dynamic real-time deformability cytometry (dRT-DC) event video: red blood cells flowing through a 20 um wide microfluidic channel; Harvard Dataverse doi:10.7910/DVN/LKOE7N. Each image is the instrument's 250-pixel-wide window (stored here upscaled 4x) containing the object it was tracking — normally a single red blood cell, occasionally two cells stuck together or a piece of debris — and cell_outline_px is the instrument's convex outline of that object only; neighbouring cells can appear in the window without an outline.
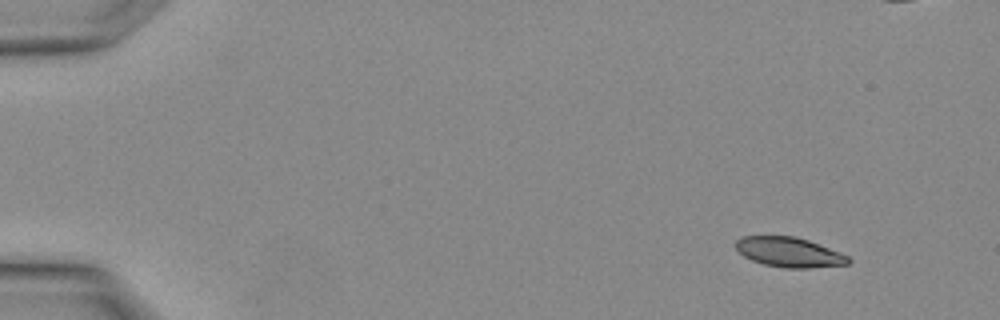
{"species": "Egyptian fruit bat (a non-hibernating species)", "species_latin": "Rousettus aegyptiacus", "temperature_condition": "warm", "stored_images_in_passage": 3, "camera_frame_rate_fps": 3000, "um_per_image_px": 0.085, "animal": {"sex": "female"}, "frame": {"image": 1, "passage_image": 1, "time_ms": 0.0, "image_size_px": [1000, 320], "cell_outline_px": [[852, 260], [848, 264], [812, 268], [784, 268], [764, 264], [752, 260], [744, 256], [736, 248], [736, 240], [740, 236], [796, 236], [808, 240], [840, 252], [848, 256]], "centroid_in_image_um": [67.09, 21.44], "position_along_channel_um": 17.9, "area_um2": 19.59}}